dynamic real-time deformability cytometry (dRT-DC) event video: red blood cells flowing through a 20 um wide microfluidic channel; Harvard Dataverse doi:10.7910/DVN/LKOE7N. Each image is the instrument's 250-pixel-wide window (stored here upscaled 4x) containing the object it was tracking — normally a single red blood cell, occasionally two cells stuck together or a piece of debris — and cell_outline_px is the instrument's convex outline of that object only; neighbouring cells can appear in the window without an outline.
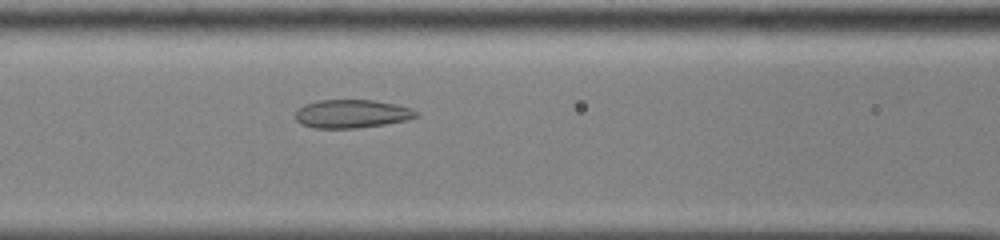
{"species": "common noctule bat (a hibernating species)", "species_latin": "Nyctalus noctula", "temperature_condition": "cold", "stored_images_in_passage": 49, "camera_frame_rate_fps": 3000, "um_per_image_px": 0.085, "animal": {"sex": "male", "body_mass_g": 13.0, "forearm_length_mm": 53.1}, "frame": {"image": 1, "passage_image": 20, "time_ms": 6.333, "image_size_px": [1000, 240], "cell_outline_px": [[416, 116], [408, 120], [384, 124], [356, 128], [312, 128], [300, 124], [296, 120], [296, 112], [304, 104], [320, 100], [372, 100], [396, 104], [412, 108], [416, 112]], "centroid_in_image_um": [29.88, 9.67], "position_along_channel_um": 136.7, "area_um2": 19.88}}
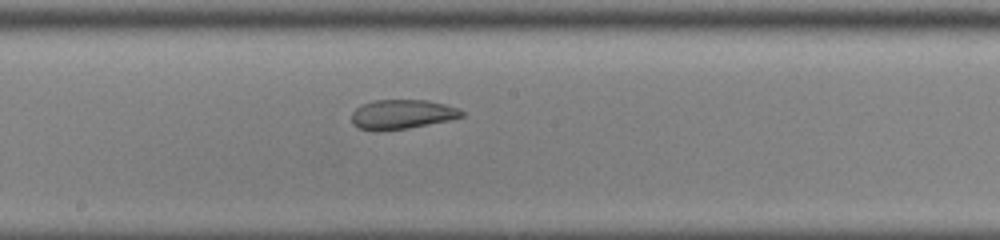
{"frame": {"image": 2, "passage_image": 26, "time_ms": 8.333, "image_size_px": [1000, 240], "cell_outline_px": [[464, 116], [448, 120], [408, 128], [376, 132], [372, 132], [360, 128], [352, 124], [352, 112], [356, 108], [372, 100], [424, 100], [444, 104], [460, 108], [464, 112]], "centroid_in_image_um": [34.14, 9.73], "position_along_channel_um": 214.1, "area_um2": 18.96}}
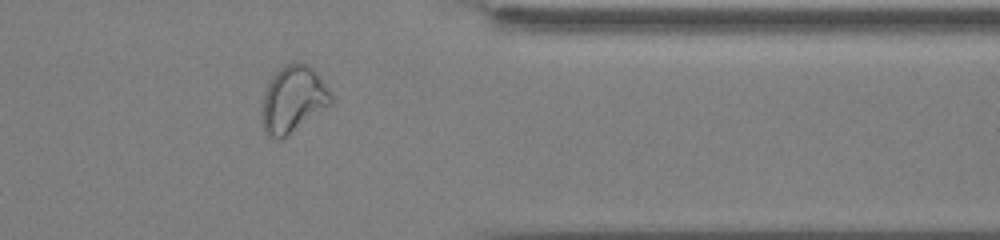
{"frame": {"image": 3, "passage_image": 40, "time_ms": 13.0, "image_size_px": [1000, 240], "cell_outline_px": [[332, 104], [284, 136], [272, 136], [264, 132], [260, 120], [260, 112], [268, 80], [284, 64], [308, 64], [316, 72], [332, 92]], "centroid_in_image_um": [24.9, 8.41], "position_along_channel_um": 386.5, "area_um2": 26.41}, "authors_computed_cell_mechanics": {"area_um2": 24.9118, "velocity_mm_per_s": 3.8707, "shape_relaxation_time_tau1_ms": null, "shape_relaxation_time_tau2_ms": 1.8845, "deformation_change_tau1": null, "deformation_change_tau2": 0.0656}}